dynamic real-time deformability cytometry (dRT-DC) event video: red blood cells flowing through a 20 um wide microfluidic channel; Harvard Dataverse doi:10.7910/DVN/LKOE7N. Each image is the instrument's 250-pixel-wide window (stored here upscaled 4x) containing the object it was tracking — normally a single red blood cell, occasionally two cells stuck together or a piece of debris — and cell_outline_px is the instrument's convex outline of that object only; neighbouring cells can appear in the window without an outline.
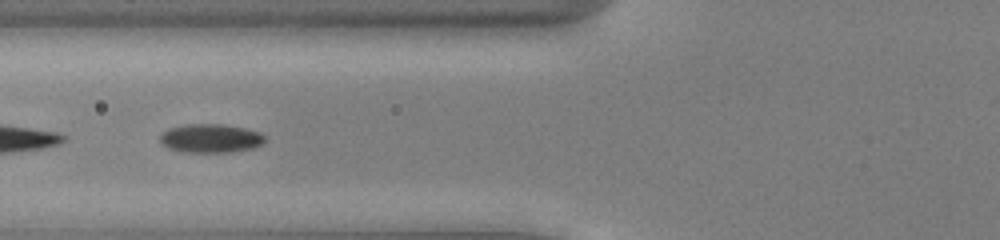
{"species": "common noctule bat (a hibernating species)", "species_latin": "Nyctalus noctula", "temperature_condition": "cold", "stored_images_in_passage": 17, "camera_frame_rate_fps": 3000, "um_per_image_px": 0.085, "animal": {"sex": "male", "body_mass_g": 13.0, "forearm_length_mm": 53.1}, "frame": {"image": 1, "passage_image": 10, "time_ms": 3.0, "image_size_px": [1000, 240], "cell_outline_px": [[264, 140], [260, 144], [252, 148], [228, 152], [180, 152], [168, 148], [160, 140], [160, 136], [168, 128], [184, 124], [224, 124], [244, 128], [260, 132], [264, 136]], "centroid_in_image_um": [17.87, 11.75], "position_along_channel_um": 107.9, "area_um2": 17.46}}